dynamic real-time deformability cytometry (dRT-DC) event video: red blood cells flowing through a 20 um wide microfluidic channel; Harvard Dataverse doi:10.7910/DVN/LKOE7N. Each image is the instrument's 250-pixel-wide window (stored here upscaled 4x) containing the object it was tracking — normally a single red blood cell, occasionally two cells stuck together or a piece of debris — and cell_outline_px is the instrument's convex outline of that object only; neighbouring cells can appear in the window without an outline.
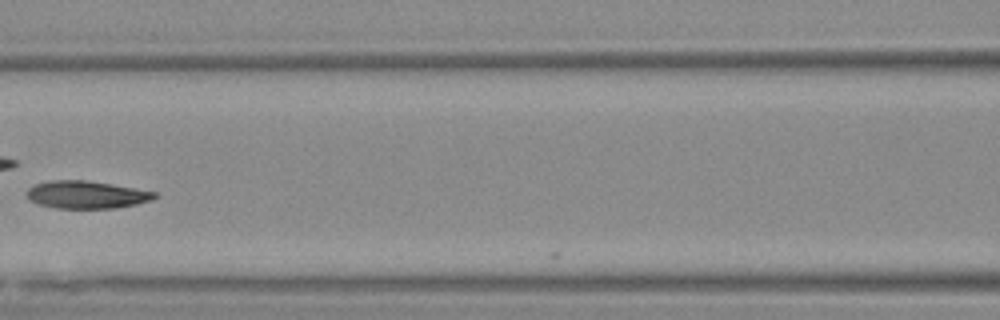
{"species": "Egyptian fruit bat (a non-hibernating species)", "species_latin": "Rousettus aegyptiacus", "temperature_condition": "warm", "stored_images_in_passage": 27, "camera_frame_rate_fps": 3000, "um_per_image_px": 0.085, "animal": {"sex": "female"}, "frame": {"image": 1, "passage_image": 21, "time_ms": 6.667, "image_size_px": [1000, 320], "cell_outline_px": [[156, 196], [152, 200], [136, 204], [116, 208], [56, 208], [40, 204], [28, 200], [28, 188], [36, 184], [48, 180], [84, 180], [156, 192]], "centroid_in_image_um": [7.32, 16.55], "position_along_channel_um": 159.3, "area_um2": 20.23}}